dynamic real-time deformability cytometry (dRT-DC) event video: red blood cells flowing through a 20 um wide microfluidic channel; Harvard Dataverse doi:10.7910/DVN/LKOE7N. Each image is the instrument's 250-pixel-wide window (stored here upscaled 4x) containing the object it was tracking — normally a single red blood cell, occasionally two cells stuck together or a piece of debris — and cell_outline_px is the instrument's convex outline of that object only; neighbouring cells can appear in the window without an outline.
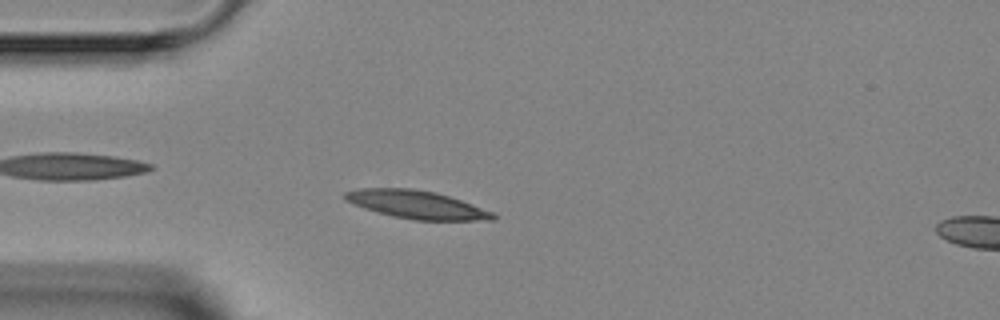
{"species": "Egyptian fruit bat (a non-hibernating species)", "species_latin": "Rousettus aegyptiacus", "temperature_condition": "room temperature", "stored_images_in_passage": 5, "camera_frame_rate_fps": 3000, "um_per_image_px": 0.085, "animal": {"sex": "female"}, "frame": {"image": 1, "passage_image": 4, "time_ms": 3.333, "image_size_px": [1000, 320], "cell_outline_px": [[496, 216], [492, 220], [412, 220], [392, 216], [364, 208], [344, 200], [344, 192], [356, 188], [412, 188], [436, 192], [472, 204], [492, 212]], "centroid_in_image_um": [35.36, 17.38], "position_along_channel_um": 49.6, "area_um2": 24.1}}